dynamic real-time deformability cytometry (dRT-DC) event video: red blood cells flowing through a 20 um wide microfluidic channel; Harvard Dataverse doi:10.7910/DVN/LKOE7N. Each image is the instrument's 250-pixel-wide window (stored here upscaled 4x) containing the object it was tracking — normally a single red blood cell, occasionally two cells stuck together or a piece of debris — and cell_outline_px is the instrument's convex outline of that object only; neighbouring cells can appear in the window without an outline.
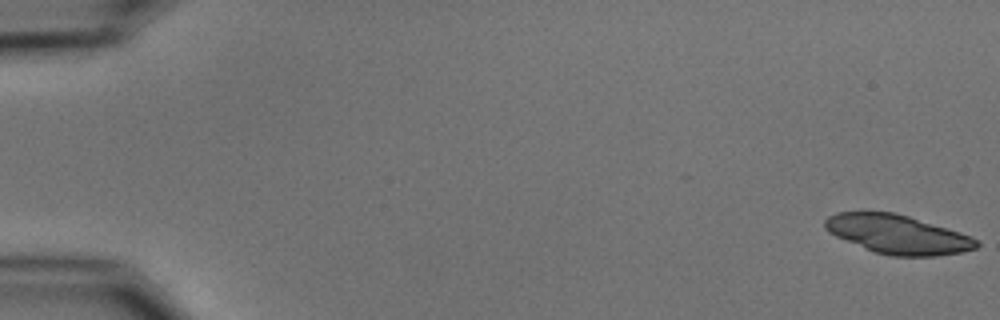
{"species": "common noctule bat (a hibernating species)", "species_latin": "Nyctalus noctula", "temperature_condition": "cold", "stored_images_in_passage": 21, "camera_frame_rate_fps": 3000, "um_per_image_px": 0.085, "animal": {"sex": "male", "body_mass_g": 15.6}, "frame": {"image": 1, "passage_image": 1, "time_ms": 0.0, "image_size_px": [1000, 320], "cell_outline_px": [[980, 244], [976, 248], [960, 252], [936, 256], [892, 256], [876, 252], [836, 236], [828, 232], [824, 228], [824, 220], [828, 216], [836, 212], [864, 208], [892, 212], [908, 216], [960, 232], [976, 240]], "centroid_in_image_um": [76.2, 19.87], "position_along_channel_um": 8.8, "area_um2": 34.68}}